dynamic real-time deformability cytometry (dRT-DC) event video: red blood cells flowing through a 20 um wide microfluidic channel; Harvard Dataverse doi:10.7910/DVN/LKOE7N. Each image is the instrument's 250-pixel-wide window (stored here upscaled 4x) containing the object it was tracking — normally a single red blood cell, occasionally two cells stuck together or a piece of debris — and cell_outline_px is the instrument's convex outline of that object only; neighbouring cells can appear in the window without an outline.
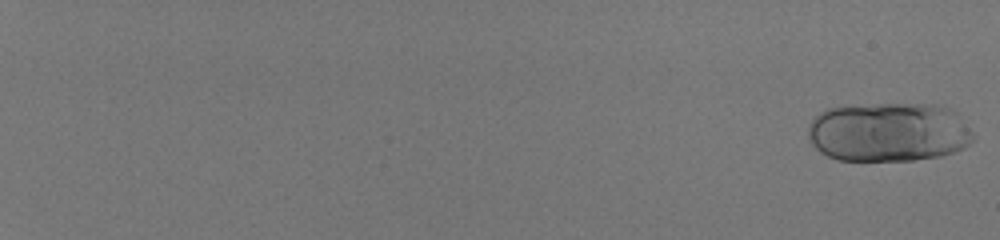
{"species": "human", "species_latin": "Homo sapiens", "temperature_condition": "room temperature", "stored_images_in_passage": 58, "segment_of_instrument_passage": [1, 2], "camera_frame_rate_fps": 3000, "um_per_image_px": 0.085, "donor": {"sex": "male"}, "frame": {"image": 1, "passage_image": 1, "time_ms": 0.0, "image_size_px": [1000, 240], "cell_outline_px": [[972, 140], [968, 144], [952, 152], [940, 156], [912, 160], [836, 160], [820, 152], [812, 144], [808, 136], [808, 124], [820, 112], [828, 108], [844, 104], [944, 104], [956, 112], [972, 132]], "centroid_in_image_um": [75.49, 11.2], "position_along_channel_um": 9.5, "area_um2": 57.57}}
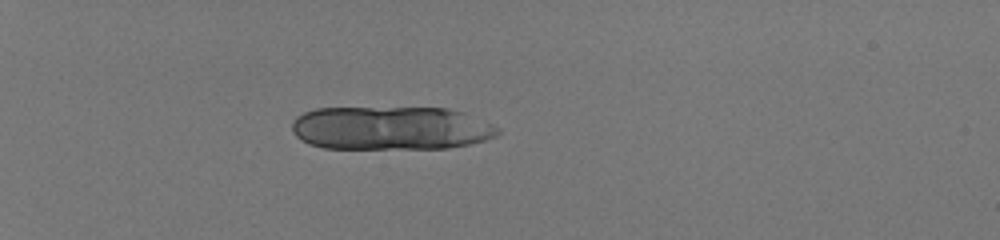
{"frame": {"image": 2, "passage_image": 21, "time_ms": 6.667, "image_size_px": [1000, 240], "cell_outline_px": [[500, 132], [496, 136], [484, 140], [468, 144], [448, 148], [324, 148], [308, 144], [300, 140], [292, 132], [292, 120], [296, 116], [304, 112], [316, 108], [448, 108], [464, 112], [492, 124], [500, 128]], "centroid_in_image_um": [33.19, 10.89], "position_along_channel_um": 51.8, "area_um2": 52.48}}